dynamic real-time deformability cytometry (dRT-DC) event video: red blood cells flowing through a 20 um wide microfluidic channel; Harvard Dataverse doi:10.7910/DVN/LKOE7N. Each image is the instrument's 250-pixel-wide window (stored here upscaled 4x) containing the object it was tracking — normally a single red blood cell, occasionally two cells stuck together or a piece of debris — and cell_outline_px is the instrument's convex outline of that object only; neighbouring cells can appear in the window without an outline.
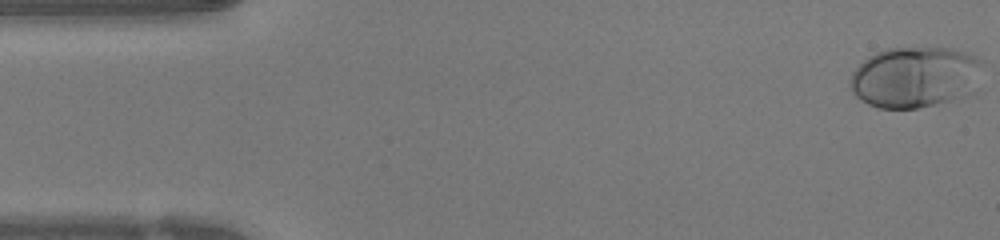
{"species": "human", "species_latin": "Homo sapiens", "temperature_condition": "warm", "stored_images_in_passage": 47, "camera_frame_rate_fps": 3000, "um_per_image_px": 0.085, "donor": {"sex": "female"}, "frame": {"image": 1, "passage_image": 1, "time_ms": 0.0, "image_size_px": [1000, 240], "cell_outline_px": [[984, 60], [976, 92], [948, 100], [916, 108], [880, 108], [868, 104], [860, 100], [852, 92], [852, 72], [868, 56], [884, 48], [952, 48], [968, 52]], "centroid_in_image_um": [77.83, 6.53], "position_along_channel_um": 7.2, "area_um2": 47.34}}
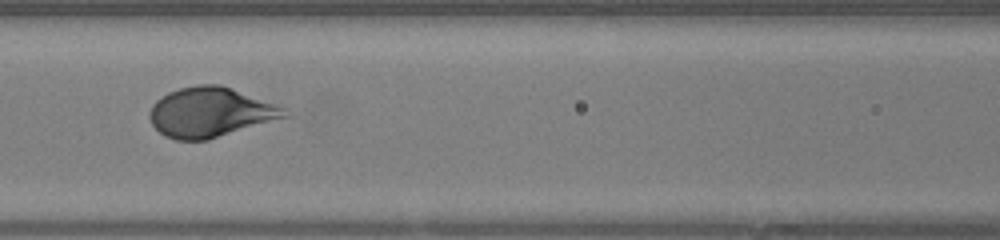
{"frame": {"image": 2, "passage_image": 20, "time_ms": 6.333, "image_size_px": [1000, 240], "cell_outline_px": [[292, 116], [208, 140], [176, 140], [164, 136], [152, 124], [148, 116], [148, 112], [152, 104], [156, 100], [168, 92], [180, 88], [196, 84], [220, 84], [232, 88], [284, 108]], "centroid_in_image_um": [17.87, 9.55], "position_along_channel_um": 148.7, "area_um2": 39.3}}
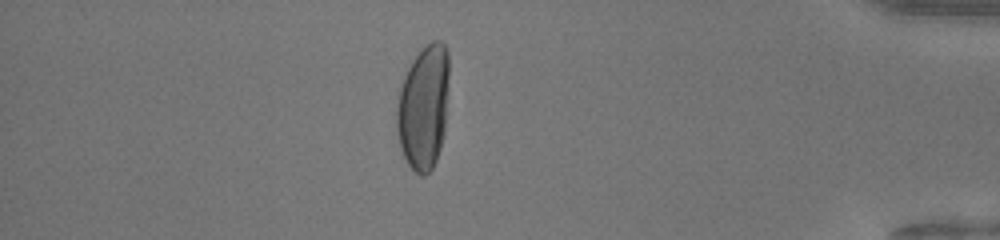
{"frame": {"image": 3, "passage_image": 41, "time_ms": 13.333, "image_size_px": [1000, 240], "cell_outline_px": [[448, 76], [444, 132], [440, 148], [436, 160], [432, 168], [424, 176], [420, 176], [408, 164], [400, 148], [396, 132], [396, 104], [400, 88], [404, 76], [412, 60], [432, 40], [440, 40], [444, 44], [448, 52]], "centroid_in_image_um": [35.98, 9.13], "position_along_channel_um": 399.2, "area_um2": 37.86}, "authors_computed_cell_mechanics": {"area_um2": 39.593, "velocity_mm_per_s": 4.2352, "shape_relaxation_time_tau1_ms": 3.7708, "shape_relaxation_time_tau2_ms": null, "deformation_change_tau1": 0.2452, "deformation_change_tau2": null}}